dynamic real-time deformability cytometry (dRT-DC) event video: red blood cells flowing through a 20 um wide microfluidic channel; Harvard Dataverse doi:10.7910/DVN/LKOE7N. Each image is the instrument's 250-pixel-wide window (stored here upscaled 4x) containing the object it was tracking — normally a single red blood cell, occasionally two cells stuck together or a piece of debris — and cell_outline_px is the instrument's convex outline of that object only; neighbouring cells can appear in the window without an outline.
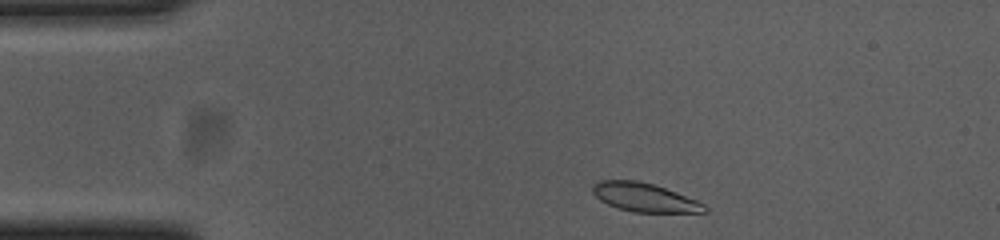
{"species": "common noctule bat (a hibernating species)", "species_latin": "Nyctalus noctula", "temperature_condition": "cold", "stored_images_in_passage": 47, "camera_frame_rate_fps": 3000, "um_per_image_px": 0.085, "animal": {"sex": "female", "body_mass_g": 23.0, "forearm_length_mm": 53.4}, "frame": {"image": 1, "passage_image": 2, "time_ms": 0.333, "image_size_px": [1000, 240], "cell_outline_px": [[708, 212], [632, 212], [616, 208], [600, 200], [592, 192], [592, 184], [600, 180], [636, 180], [652, 184], [676, 192], [696, 200], [704, 204], [708, 208]], "centroid_in_image_um": [54.75, 16.78], "position_along_channel_um": 30.2, "area_um2": 18.67}}
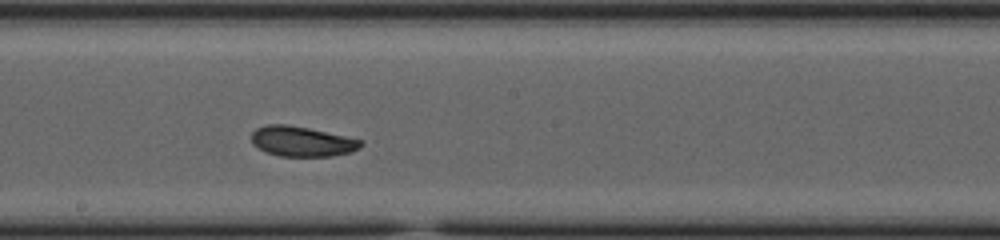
{"frame": {"image": 2, "passage_image": 22, "time_ms": 7.0, "image_size_px": [1000, 240], "cell_outline_px": [[364, 144], [360, 148], [352, 152], [332, 156], [280, 156], [264, 152], [252, 144], [252, 132], [256, 128], [268, 124], [288, 124], [308, 128], [364, 140]], "centroid_in_image_um": [25.67, 12.02], "position_along_channel_um": 222.5, "area_um2": 19.36}}
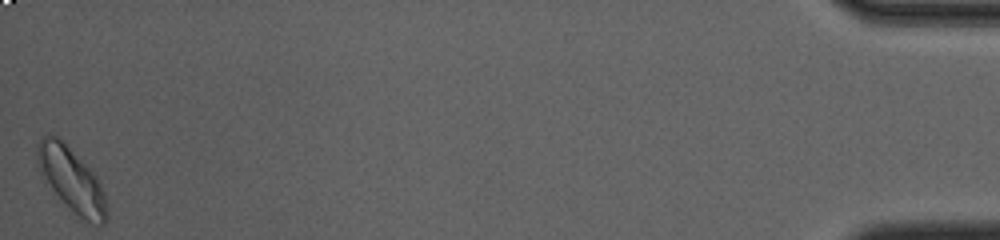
{"frame": {"image": 3, "passage_image": 47, "time_ms": 15.333, "image_size_px": [1000, 240], "cell_outline_px": [[108, 220], [104, 224], [96, 224], [76, 220], [60, 204], [40, 176], [36, 164], [36, 144], [44, 136], [60, 136], [64, 140], [96, 176], [104, 192], [108, 208]], "centroid_in_image_um": [6.04, 15.37], "position_along_channel_um": 429.2, "area_um2": 27.57}, "authors_computed_cell_mechanics": {"area_um2": 19.7676, "velocity_mm_per_s": 3.6633, "shape_relaxation_time_tau1_ms": 3.3548, "shape_relaxation_time_tau2_ms": 5.8593, "deformation_change_tau1": 0.0953, "deformation_change_tau2": 0.0894}}